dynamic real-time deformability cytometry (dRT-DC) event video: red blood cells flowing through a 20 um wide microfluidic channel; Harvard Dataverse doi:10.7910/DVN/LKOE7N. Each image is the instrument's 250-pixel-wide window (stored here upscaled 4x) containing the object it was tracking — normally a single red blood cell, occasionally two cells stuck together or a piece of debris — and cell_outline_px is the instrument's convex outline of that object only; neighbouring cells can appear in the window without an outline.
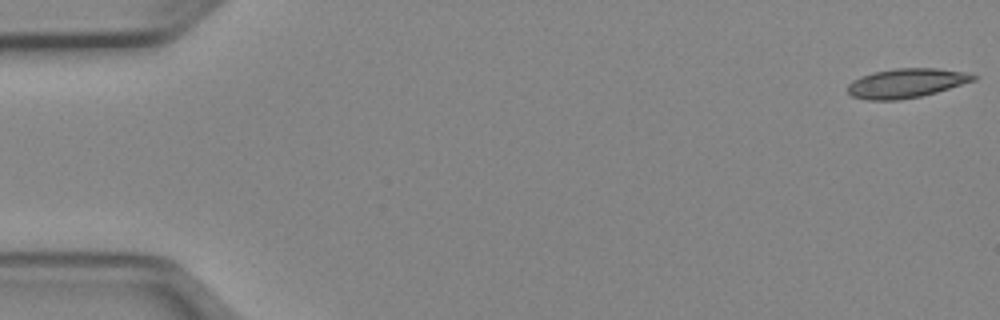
{"species": "Egyptian fruit bat (a non-hibernating species)", "species_latin": "Rousettus aegyptiacus", "temperature_condition": "cold", "stored_images_in_passage": 9, "camera_frame_rate_fps": 3000, "um_per_image_px": 0.085, "animal": {"sex": "female"}, "frame": {"image": 1, "passage_image": 1, "time_ms": 0.0, "image_size_px": [1000, 320], "cell_outline_px": [[980, 76], [976, 80], [936, 92], [920, 96], [900, 100], [864, 100], [852, 96], [848, 92], [848, 84], [852, 80], [860, 76], [872, 72], [896, 68], [936, 68], [964, 72]], "centroid_in_image_um": [77.01, 7.06], "position_along_channel_um": 8.0, "area_um2": 21.56}}